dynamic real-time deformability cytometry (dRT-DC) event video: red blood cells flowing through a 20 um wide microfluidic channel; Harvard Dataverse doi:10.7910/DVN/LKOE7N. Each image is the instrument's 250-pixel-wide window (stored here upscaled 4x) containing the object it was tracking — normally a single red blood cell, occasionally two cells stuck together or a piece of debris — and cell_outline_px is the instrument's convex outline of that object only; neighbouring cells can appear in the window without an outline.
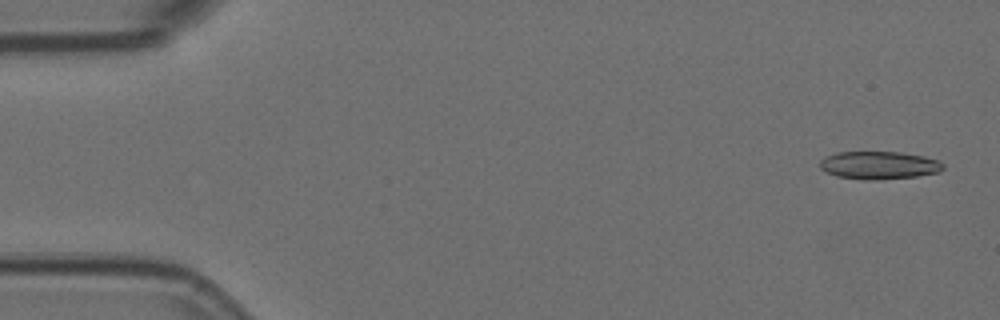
{"species": "Egyptian fruit bat (a non-hibernating species)", "species_latin": "Rousettus aegyptiacus", "temperature_condition": "room temperature", "stored_images_in_passage": 56, "camera_frame_rate_fps": 3000, "um_per_image_px": 0.085, "animal": {"sex": "female"}, "frame": {"image": 1, "passage_image": 2, "time_ms": 0.333, "image_size_px": [1000, 320], "cell_outline_px": [[944, 168], [940, 172], [916, 176], [876, 180], [872, 180], [836, 176], [820, 168], [820, 160], [836, 152], [900, 152], [924, 156], [940, 160], [944, 164]], "centroid_in_image_um": [74.77, 14.04], "position_along_channel_um": 10.2, "area_um2": 19.94}}
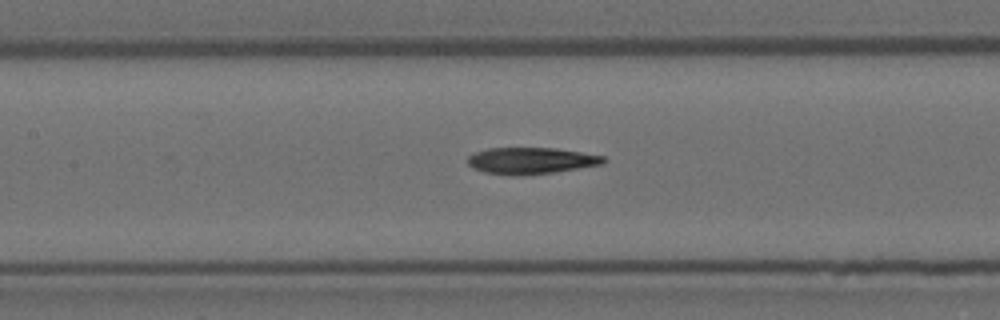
{"frame": {"image": 2, "passage_image": 25, "time_ms": 8.0, "image_size_px": [1000, 320], "cell_outline_px": [[608, 160], [604, 164], [556, 172], [520, 176], [512, 176], [484, 172], [472, 168], [468, 164], [468, 156], [476, 152], [488, 148], [556, 148], [604, 156]], "centroid_in_image_um": [45.15, 13.67], "position_along_channel_um": 162.3, "area_um2": 21.21}}
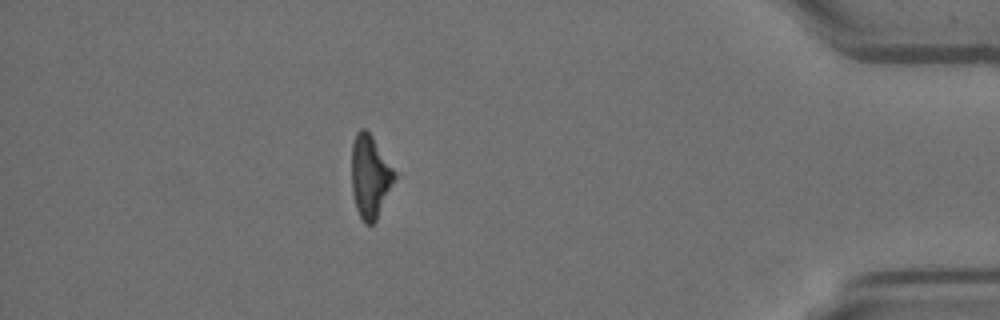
{"frame": {"image": 3, "passage_image": 49, "time_ms": 16.0, "image_size_px": [1000, 320], "cell_outline_px": [[396, 176], [376, 220], [372, 224], [364, 224], [356, 208], [352, 192], [352, 144], [356, 132], [360, 128], [364, 128], [372, 136], [396, 172]], "centroid_in_image_um": [31.44, 14.99], "position_along_channel_um": 403.8, "area_um2": 20.46}, "authors_computed_cell_mechanics": {"area_um2": 20.9814, "velocity_mm_per_s": 3.6056, "shape_relaxation_time_tau1_ms": null, "shape_relaxation_time_tau2_ms": 2.8845, "deformation_change_tau1": null, "deformation_change_tau2": 0.1235}}